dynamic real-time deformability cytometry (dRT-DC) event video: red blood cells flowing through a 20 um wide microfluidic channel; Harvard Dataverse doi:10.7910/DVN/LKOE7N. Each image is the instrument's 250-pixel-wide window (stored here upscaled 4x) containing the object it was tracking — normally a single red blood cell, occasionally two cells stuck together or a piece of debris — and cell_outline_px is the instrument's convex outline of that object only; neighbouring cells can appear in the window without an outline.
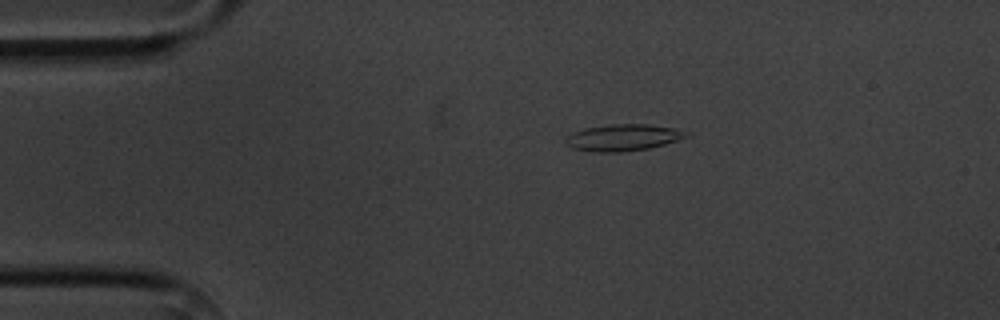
{"species": "common noctule bat (a hibernating species)", "species_latin": "Nyctalus noctula", "temperature_condition": "cold", "stored_images_in_passage": 7, "camera_frame_rate_fps": 3000, "um_per_image_px": 0.085, "animal": {"sex": "male", "body_mass_g": 20.1, "forearm_length_mm": 53.5}, "frame": {"image": 1, "passage_image": 2, "time_ms": 1.333, "image_size_px": [1000, 320], "cell_outline_px": [[692, 132], [688, 136], [664, 144], [648, 148], [624, 152], [592, 152], [572, 148], [564, 144], [564, 140], [568, 136], [584, 128], [612, 124], [648, 124], [672, 128]], "centroid_in_image_um": [52.94, 11.7], "position_along_channel_um": 32.1, "area_um2": 18.67}}
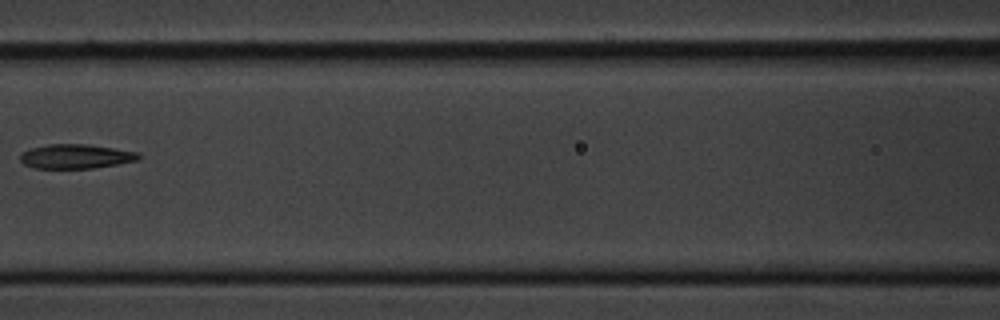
{"frame": {"image": 2, "passage_image": 6, "time_ms": 6.0, "image_size_px": [1000, 320], "cell_outline_px": [[140, 156], [136, 160], [116, 164], [92, 168], [36, 168], [24, 164], [20, 160], [20, 152], [32, 148], [48, 144], [88, 144], [140, 152]], "centroid_in_image_um": [6.42, 13.28], "position_along_channel_um": 160.2, "area_um2": 16.7}}
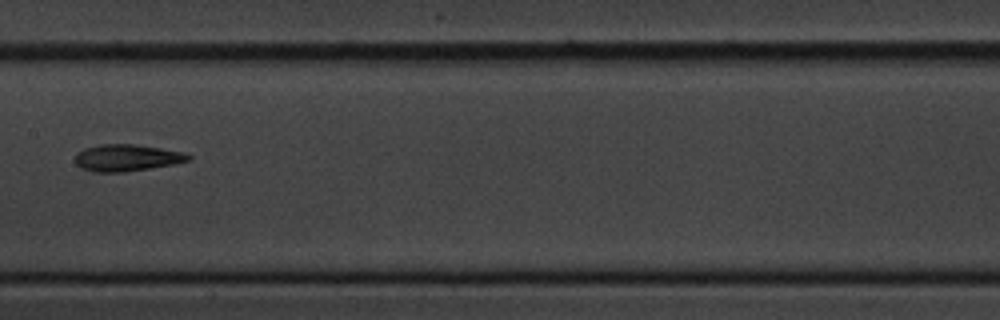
{"frame": {"image": 3, "passage_image": 7, "time_ms": 7.0, "image_size_px": [1000, 320], "cell_outline_px": [[192, 160], [172, 164], [124, 172], [92, 172], [80, 168], [76, 164], [76, 152], [84, 148], [100, 144], [136, 144], [184, 152], [192, 156]], "centroid_in_image_um": [10.76, 13.41], "position_along_channel_um": 196.6, "area_um2": 17.74}}